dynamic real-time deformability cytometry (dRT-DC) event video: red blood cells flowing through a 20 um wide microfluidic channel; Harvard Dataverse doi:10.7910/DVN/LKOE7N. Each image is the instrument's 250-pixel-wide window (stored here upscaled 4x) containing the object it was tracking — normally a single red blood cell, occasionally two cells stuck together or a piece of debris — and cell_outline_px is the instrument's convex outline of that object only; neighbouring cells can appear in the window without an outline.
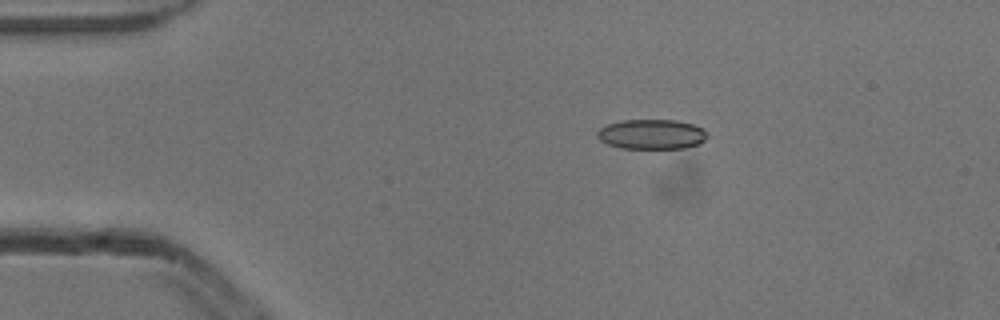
{"species": "common noctule bat (a hibernating species)", "species_latin": "Nyctalus noctula", "temperature_condition": "cold", "stored_images_in_passage": 2, "camera_frame_rate_fps": 3000, "um_per_image_px": 0.085, "animal": {"sex": "male", "body_mass_g": 13.3}, "frame": {"image": 1, "passage_image": 2, "time_ms": 0.333, "image_size_px": [1000, 320], "cell_outline_px": [[708, 136], [700, 144], [684, 148], [620, 148], [608, 144], [600, 140], [596, 136], [596, 132], [600, 128], [608, 124], [624, 120], [676, 120], [692, 124], [704, 128], [708, 132]], "centroid_in_image_um": [55.41, 11.41], "position_along_channel_um": 29.6, "area_um2": 19.25}}